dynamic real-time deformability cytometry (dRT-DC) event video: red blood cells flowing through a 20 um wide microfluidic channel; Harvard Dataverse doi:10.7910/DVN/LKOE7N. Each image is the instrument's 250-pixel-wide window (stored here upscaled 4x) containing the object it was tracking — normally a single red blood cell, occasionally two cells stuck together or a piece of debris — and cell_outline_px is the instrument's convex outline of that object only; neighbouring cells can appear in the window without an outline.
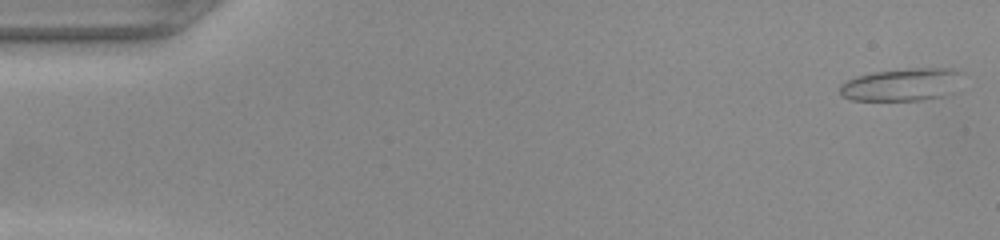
{"species": "common noctule bat (a hibernating species)", "species_latin": "Nyctalus noctula", "temperature_condition": "warm", "stored_images_in_passage": 49, "camera_frame_rate_fps": 3000, "um_per_image_px": 0.085, "animal": {"sex": "female", "body_mass_g": 22.0, "forearm_length_mm": 56.7}, "frame": {"image": 1, "passage_image": 1, "time_ms": 0.0, "image_size_px": [1000, 240], "cell_outline_px": [[960, 72], [940, 96], [920, 100], [852, 100], [840, 96], [840, 84], [856, 76], [872, 72], [908, 68], [952, 68]], "centroid_in_image_um": [76.42, 7.18], "position_along_channel_um": 8.6, "area_um2": 22.25}}
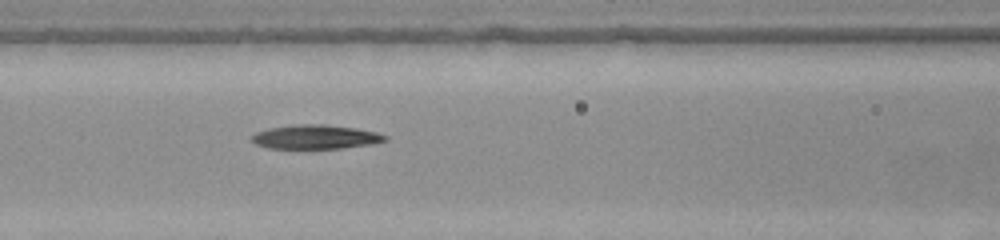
{"frame": {"image": 2, "passage_image": 21, "time_ms": 6.667, "image_size_px": [1000, 240], "cell_outline_px": [[388, 140], [372, 144], [340, 148], [268, 148], [256, 144], [252, 140], [252, 136], [256, 132], [268, 128], [296, 124], [324, 124], [356, 128], [376, 132], [388, 136]], "centroid_in_image_um": [26.84, 11.63], "position_along_channel_um": 139.8, "area_um2": 18.67}}
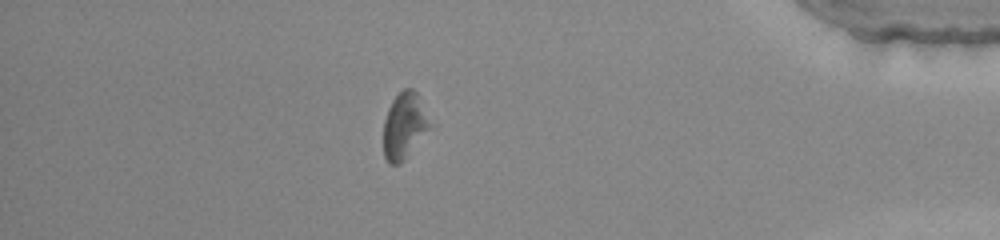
{"frame": {"image": 3, "passage_image": 43, "time_ms": 14.0, "image_size_px": [1000, 240], "cell_outline_px": [[428, 128], [404, 160], [396, 164], [388, 164], [384, 156], [384, 120], [388, 108], [392, 100], [404, 88], [412, 88], [416, 92], [428, 124]], "centroid_in_image_um": [34.28, 10.71], "position_along_channel_um": 400.9, "area_um2": 16.94}}